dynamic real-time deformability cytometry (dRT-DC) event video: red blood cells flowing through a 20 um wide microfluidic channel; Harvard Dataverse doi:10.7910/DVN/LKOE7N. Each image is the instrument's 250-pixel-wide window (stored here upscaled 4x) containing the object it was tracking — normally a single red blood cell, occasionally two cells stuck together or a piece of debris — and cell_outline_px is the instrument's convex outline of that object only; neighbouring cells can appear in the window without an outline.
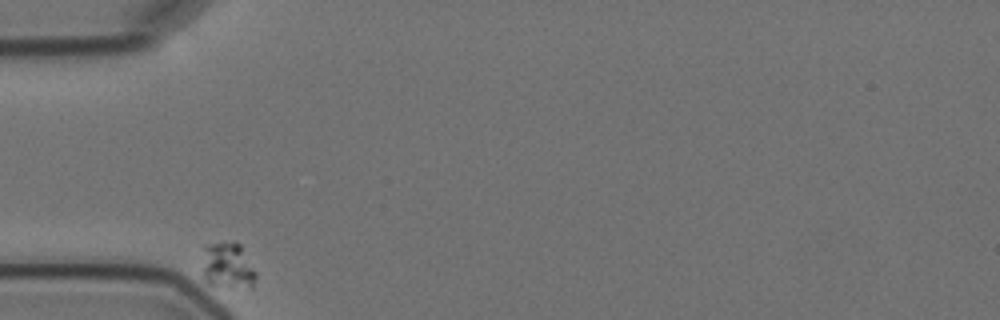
{"species": "Egyptian fruit bat (a non-hibernating species)", "species_latin": "Rousettus aegyptiacus", "temperature_condition": "cold", "stored_images_in_passage": 3, "camera_frame_rate_fps": 3000, "um_per_image_px": 0.085, "animal": {"sex": "female"}, "frame": {"image": 1, "passage_image": 1, "time_ms": 0.0, "image_size_px": [1000, 320], "cell_outline_px": [[256, 280], [252, 288], [248, 288], [208, 284], [204, 276], [204, 244], [240, 244], [256, 272]], "centroid_in_image_um": [19.39, 22.62], "position_along_channel_um": 65.6, "area_um2": 13.99}}
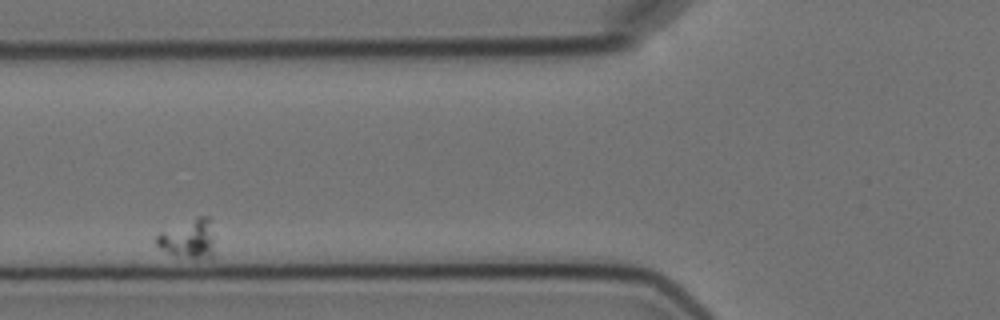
{"frame": {"image": 2, "passage_image": 2, "time_ms": 2.0, "image_size_px": [1000, 320], "cell_outline_px": [[212, 256], [188, 256], [168, 252], [160, 248], [156, 244], [156, 236], [160, 232], [196, 216], [212, 216]], "centroid_in_image_um": [16.02, 20.2], "position_along_channel_um": 109.8, "area_um2": 12.66}}